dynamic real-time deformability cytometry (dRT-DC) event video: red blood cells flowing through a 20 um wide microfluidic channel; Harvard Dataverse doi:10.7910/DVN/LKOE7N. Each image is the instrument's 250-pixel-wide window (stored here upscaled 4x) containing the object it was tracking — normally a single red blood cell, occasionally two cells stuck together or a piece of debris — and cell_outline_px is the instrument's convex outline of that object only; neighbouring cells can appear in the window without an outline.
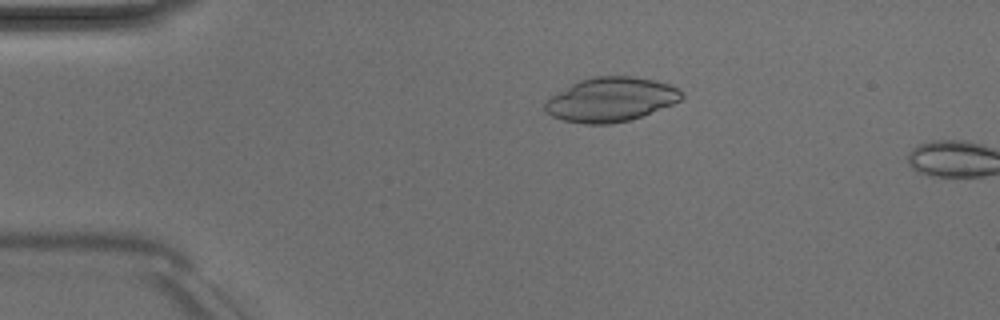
{"species": "Egyptian fruit bat (a non-hibernating species)", "species_latin": "Rousettus aegyptiacus", "temperature_condition": "room temperature", "stored_images_in_passage": 12, "camera_frame_rate_fps": 3000, "um_per_image_px": 0.085, "animal": {"sex": "male"}, "frame": {"image": 1, "passage_image": 10, "time_ms": 3.0, "image_size_px": [1000, 320], "cell_outline_px": [[684, 96], [680, 100], [672, 104], [640, 116], [628, 120], [608, 124], [584, 124], [564, 120], [552, 116], [544, 112], [544, 104], [552, 96], [572, 84], [580, 80], [596, 76], [632, 76], [652, 80], [668, 84], [684, 92]], "centroid_in_image_um": [51.91, 8.46], "position_along_channel_um": 33.1, "area_um2": 34.74}}